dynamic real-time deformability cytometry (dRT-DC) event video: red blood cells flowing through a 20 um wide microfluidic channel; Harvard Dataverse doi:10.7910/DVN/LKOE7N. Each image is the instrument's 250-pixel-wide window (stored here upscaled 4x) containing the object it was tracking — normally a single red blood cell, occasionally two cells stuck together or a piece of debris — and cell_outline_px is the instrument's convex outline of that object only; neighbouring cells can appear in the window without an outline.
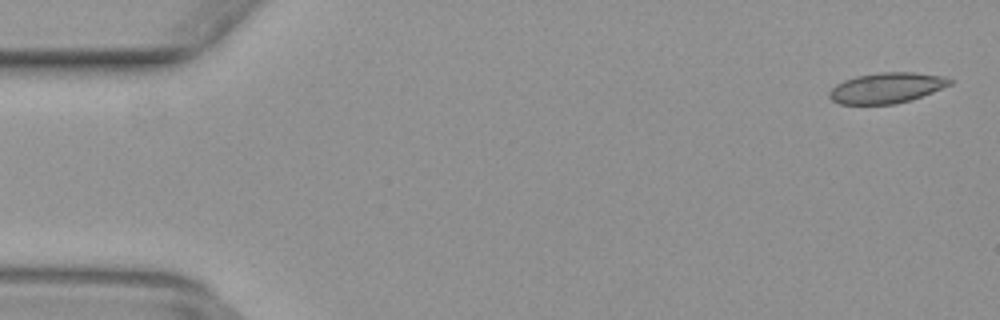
{"species": "common noctule bat (a hibernating species)", "species_latin": "Nyctalus noctula", "temperature_condition": "warm", "stored_images_in_passage": 50, "camera_frame_rate_fps": 3000, "um_per_image_px": 0.085, "animal": {"sex": "female", "body_mass_g": 29.2, "forearm_length_mm": 56.3}, "frame": {"image": 1, "passage_image": 2, "time_ms": 0.333, "image_size_px": [1000, 320], "cell_outline_px": [[952, 84], [912, 100], [896, 104], [840, 104], [832, 100], [828, 96], [828, 92], [836, 84], [844, 80], [856, 76], [880, 72], [916, 72], [944, 76], [952, 80]], "centroid_in_image_um": [75.36, 7.47], "position_along_channel_um": 9.6, "area_um2": 21.56}}
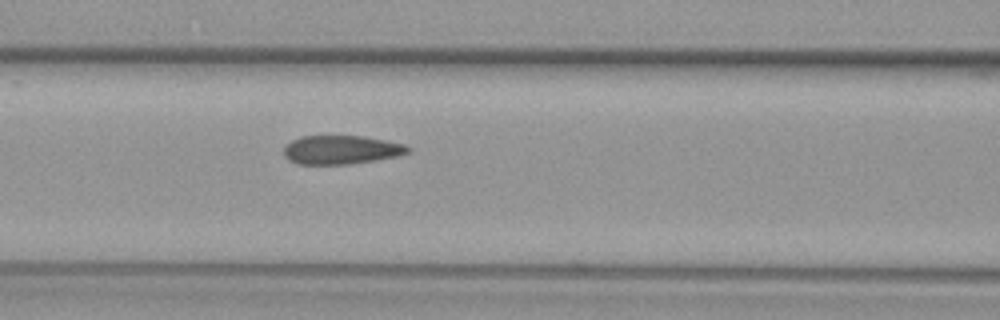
{"frame": {"image": 2, "passage_image": 21, "time_ms": 6.667, "image_size_px": [1000, 320], "cell_outline_px": [[412, 152], [396, 156], [376, 160], [348, 164], [296, 164], [288, 160], [284, 156], [284, 148], [292, 140], [300, 136], [364, 136], [404, 144], [412, 148]], "centroid_in_image_um": [29.01, 12.73], "position_along_channel_um": 137.6, "area_um2": 20.87}}
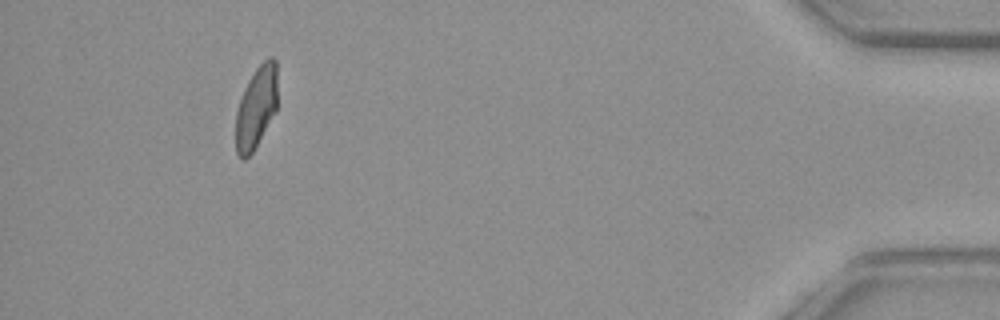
{"frame": {"image": 3, "passage_image": 46, "time_ms": 15.0, "image_size_px": [1000, 320], "cell_outline_px": [[276, 112], [252, 152], [244, 160], [236, 152], [236, 112], [244, 88], [248, 80], [256, 68], [268, 56], [272, 56], [276, 60]], "centroid_in_image_um": [21.78, 9.1], "position_along_channel_um": 413.4, "area_um2": 19.77}}